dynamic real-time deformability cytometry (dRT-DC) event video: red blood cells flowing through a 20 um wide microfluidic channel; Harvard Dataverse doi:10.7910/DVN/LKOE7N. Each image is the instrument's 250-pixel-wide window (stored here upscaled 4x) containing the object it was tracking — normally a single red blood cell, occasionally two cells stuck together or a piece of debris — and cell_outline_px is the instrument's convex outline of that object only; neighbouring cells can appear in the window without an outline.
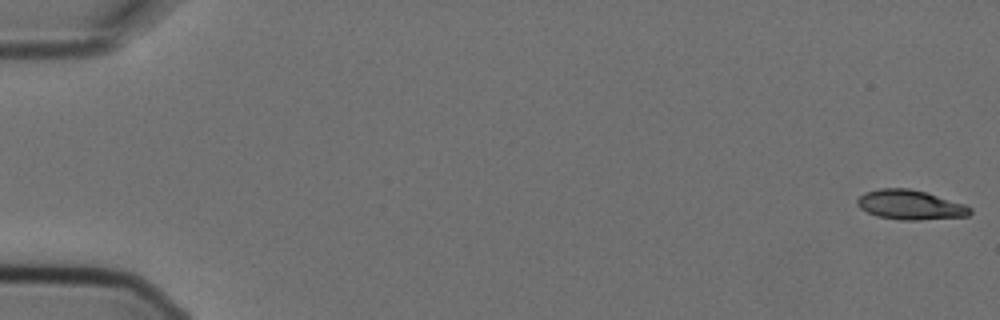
{"species": "Egyptian fruit bat (a non-hibernating species)", "species_latin": "Rousettus aegyptiacus", "temperature_condition": "cold", "stored_images_in_passage": 5, "camera_frame_rate_fps": 3000, "um_per_image_px": 0.085, "animal": {"sex": "female"}, "frame": {"image": 1, "passage_image": 1, "time_ms": 0.0, "image_size_px": [1000, 320], "cell_outline_px": [[972, 212], [968, 216], [920, 220], [900, 220], [876, 216], [860, 208], [856, 204], [856, 200], [864, 192], [880, 188], [908, 188], [924, 192], [964, 204], [972, 208]], "centroid_in_image_um": [77.34, 17.42], "position_along_channel_um": 7.7, "area_um2": 19.42}}
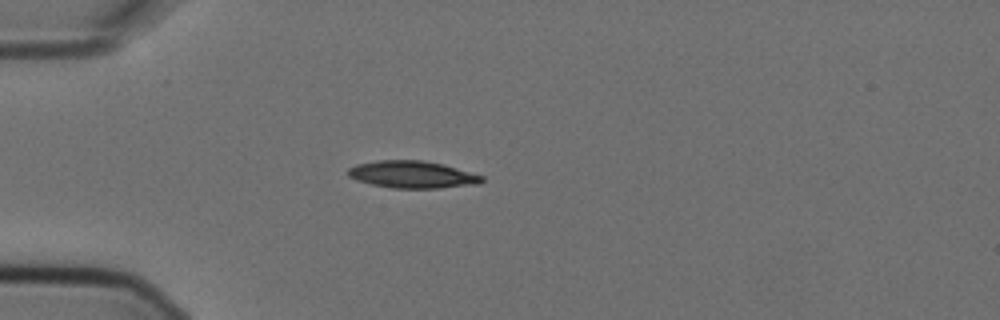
{"frame": {"image": 2, "passage_image": 4, "time_ms": 1.0, "image_size_px": [1000, 320], "cell_outline_px": [[484, 180], [480, 184], [440, 188], [392, 188], [372, 184], [356, 180], [348, 176], [348, 168], [356, 164], [380, 160], [424, 160], [444, 164], [484, 176]], "centroid_in_image_um": [35.07, 14.83], "position_along_channel_um": 49.9, "area_um2": 21.33}}